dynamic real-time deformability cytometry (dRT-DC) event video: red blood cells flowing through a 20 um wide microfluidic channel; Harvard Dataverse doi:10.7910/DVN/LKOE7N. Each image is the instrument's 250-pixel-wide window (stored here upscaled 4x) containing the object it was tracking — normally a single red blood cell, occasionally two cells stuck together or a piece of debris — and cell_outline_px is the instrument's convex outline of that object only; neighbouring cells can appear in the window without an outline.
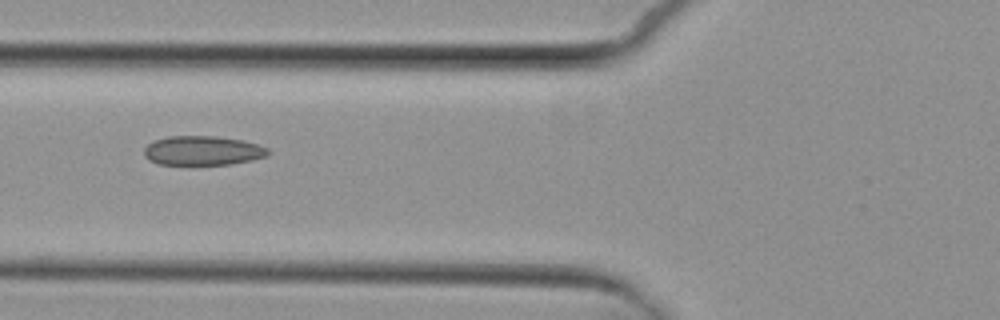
{"species": "common noctule bat (a hibernating species)", "species_latin": "Nyctalus noctula", "temperature_condition": "cold", "stored_images_in_passage": 3, "camera_frame_rate_fps": 3000, "um_per_image_px": 0.085, "animal": {"sex": "female", "body_mass_g": 29.2, "forearm_length_mm": 56.3}, "frame": {"image": 1, "passage_image": 2, "time_ms": 1.333, "image_size_px": [1000, 320], "cell_outline_px": [[272, 152], [268, 156], [252, 160], [232, 164], [188, 168], [156, 164], [148, 160], [144, 156], [144, 148], [148, 144], [156, 140], [168, 136], [216, 136], [244, 140], [268, 148]], "centroid_in_image_um": [17.21, 12.86], "position_along_channel_um": 108.6, "area_um2": 22.43}}
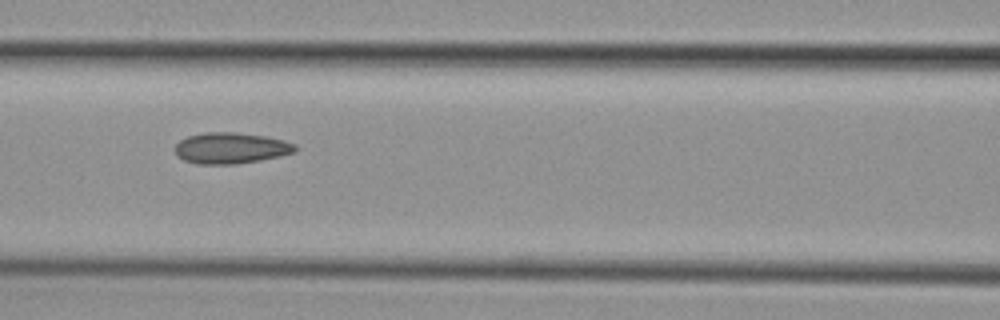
{"frame": {"image": 2, "passage_image": 3, "time_ms": 2.333, "image_size_px": [1000, 320], "cell_outline_px": [[300, 148], [296, 152], [280, 156], [260, 160], [236, 164], [196, 164], [184, 160], [176, 156], [176, 144], [180, 140], [188, 136], [204, 132], [236, 132], [268, 136], [284, 140], [296, 144]], "centroid_in_image_um": [19.67, 12.58], "position_along_channel_um": 146.9, "area_um2": 22.08}}